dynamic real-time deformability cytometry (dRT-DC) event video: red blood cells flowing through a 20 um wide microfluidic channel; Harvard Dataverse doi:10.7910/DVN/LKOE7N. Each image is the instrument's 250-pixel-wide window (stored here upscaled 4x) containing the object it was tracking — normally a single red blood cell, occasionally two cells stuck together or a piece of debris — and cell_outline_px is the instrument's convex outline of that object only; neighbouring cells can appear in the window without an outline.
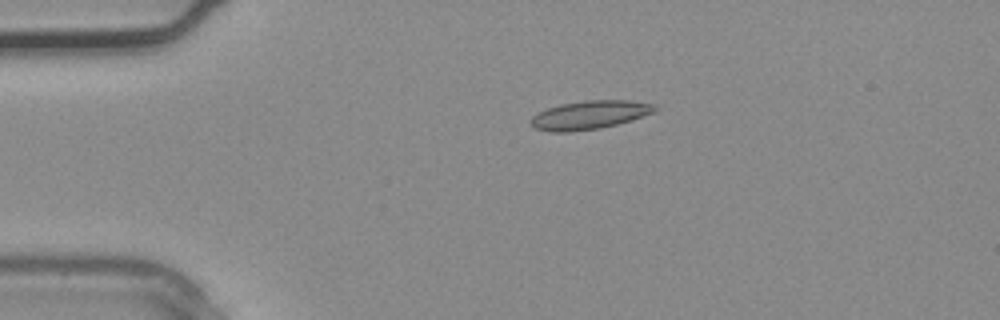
{"species": "common noctule bat (a hibernating species)", "species_latin": "Nyctalus noctula", "temperature_condition": "warm", "stored_images_in_passage": 3, "camera_frame_rate_fps": 3000, "um_per_image_px": 0.085, "animal": {"sex": "male", "body_mass_g": 20.4}, "frame": {"image": 1, "passage_image": 2, "time_ms": 0.333, "image_size_px": [1000, 320], "cell_outline_px": [[660, 108], [656, 112], [616, 124], [600, 128], [568, 132], [552, 132], [536, 128], [528, 120], [532, 116], [548, 108], [560, 104], [584, 100], [628, 100], [656, 104]], "centroid_in_image_um": [50.15, 9.76], "position_along_channel_um": 34.8, "area_um2": 20.63}}
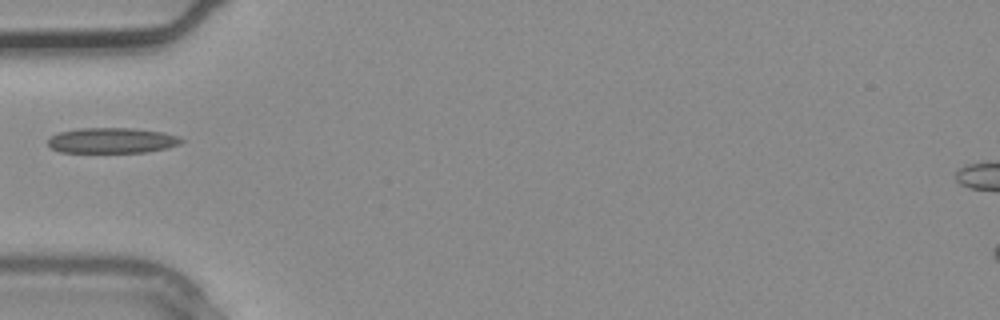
{"frame": {"image": 2, "passage_image": 3, "time_ms": 0.667, "image_size_px": [1000, 320], "cell_outline_px": [[184, 140], [180, 144], [168, 148], [148, 152], [60, 152], [52, 148], [48, 144], [48, 140], [52, 136], [60, 132], [80, 128], [132, 128], [164, 132], [180, 136]], "centroid_in_image_um": [9.58, 11.94], "position_along_channel_um": 75.4, "area_um2": 19.83}}